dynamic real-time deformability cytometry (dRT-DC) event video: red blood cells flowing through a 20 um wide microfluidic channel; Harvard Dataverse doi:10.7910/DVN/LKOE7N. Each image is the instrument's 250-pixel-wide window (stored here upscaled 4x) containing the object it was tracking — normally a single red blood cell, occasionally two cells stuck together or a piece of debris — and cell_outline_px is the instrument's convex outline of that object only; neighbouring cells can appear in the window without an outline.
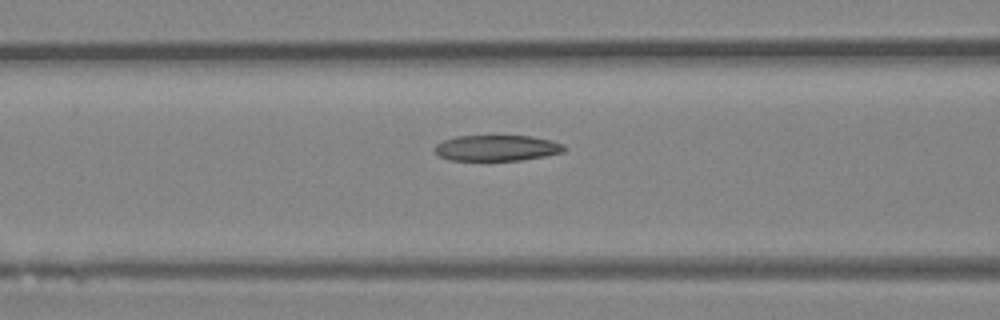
{"species": "Egyptian fruit bat (a non-hibernating species)", "species_latin": "Rousettus aegyptiacus", "temperature_condition": "room temperature", "stored_images_in_passage": 17, "camera_frame_rate_fps": 3000, "um_per_image_px": 0.085, "animal": {"sex": "female"}, "frame": {"image": 1, "passage_image": 15, "time_ms": 4.667, "image_size_px": [1000, 320], "cell_outline_px": [[568, 148], [564, 152], [544, 156], [520, 160], [448, 160], [440, 156], [432, 148], [436, 144], [444, 140], [456, 136], [532, 136], [552, 140], [564, 144]], "centroid_in_image_um": [42.25, 12.57], "position_along_channel_um": 124.3, "area_um2": 19.59}}